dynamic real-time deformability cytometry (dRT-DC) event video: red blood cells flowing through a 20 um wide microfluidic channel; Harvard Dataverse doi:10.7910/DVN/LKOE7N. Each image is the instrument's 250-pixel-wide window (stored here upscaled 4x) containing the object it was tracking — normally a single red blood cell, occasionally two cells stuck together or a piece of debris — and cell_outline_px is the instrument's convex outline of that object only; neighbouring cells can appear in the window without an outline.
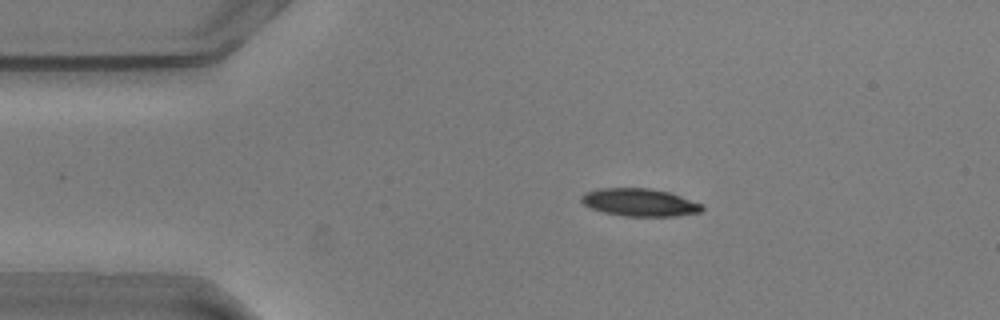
{"species": "common noctule bat (a hibernating species)", "species_latin": "Nyctalus noctula", "temperature_condition": "warm", "stored_images_in_passage": 47, "camera_frame_rate_fps": 3000, "um_per_image_px": 0.085, "animal": {"sex": "male", "body_mass_g": 20.5, "forearm_length_mm": 52.5}, "frame": {"image": 1, "passage_image": 2, "time_ms": 0.333, "image_size_px": [1000, 320], "cell_outline_px": [[704, 208], [700, 212], [672, 216], [624, 216], [604, 212], [592, 208], [584, 204], [580, 200], [580, 196], [584, 192], [600, 188], [652, 188], [668, 192], [704, 204]], "centroid_in_image_um": [54.36, 17.19], "position_along_channel_um": 30.6, "area_um2": 19.48}}
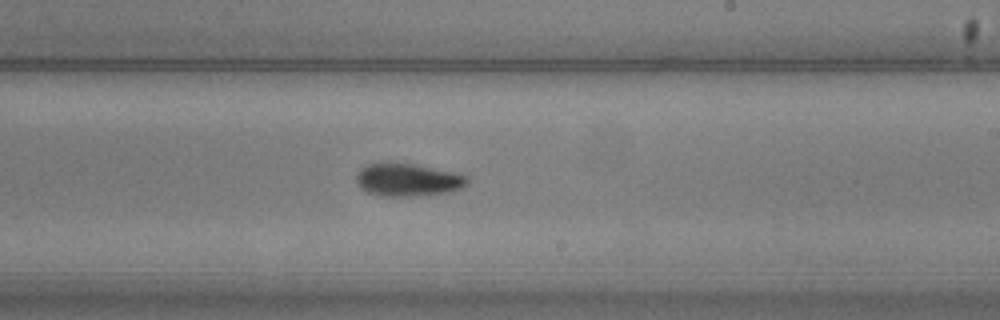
{"frame": {"image": 2, "passage_image": 24, "time_ms": 7.667, "image_size_px": [1000, 320], "cell_outline_px": [[468, 184], [460, 188], [448, 192], [428, 196], [376, 196], [360, 188], [356, 180], [356, 176], [368, 164], [388, 160], [412, 164], [452, 172], [468, 176]], "centroid_in_image_um": [34.65, 15.29], "position_along_channel_um": 254.4, "area_um2": 21.5}}
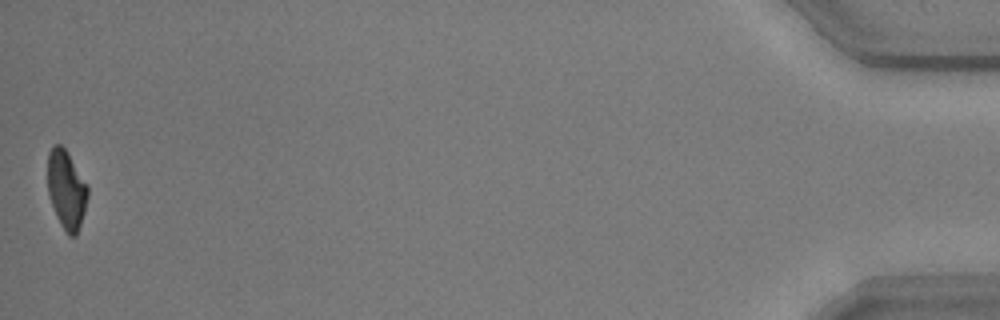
{"frame": {"image": 3, "passage_image": 47, "time_ms": 15.333, "image_size_px": [1000, 320], "cell_outline_px": [[88, 196], [84, 212], [76, 236], [68, 236], [60, 224], [56, 216], [48, 192], [48, 152], [56, 144], [60, 144], [68, 152], [88, 184]], "centroid_in_image_um": [5.66, 16.11], "position_along_channel_um": 429.5, "area_um2": 18.38}, "authors_computed_cell_mechanics": {"area_um2": 20.4612, "velocity_mm_per_s": 3.6131, "shape_relaxation_time_tau1_ms": 2.9851, "shape_relaxation_time_tau2_ms": 6.7798, "deformation_change_tau1": 0.162, "deformation_change_tau2": 0.1328}}